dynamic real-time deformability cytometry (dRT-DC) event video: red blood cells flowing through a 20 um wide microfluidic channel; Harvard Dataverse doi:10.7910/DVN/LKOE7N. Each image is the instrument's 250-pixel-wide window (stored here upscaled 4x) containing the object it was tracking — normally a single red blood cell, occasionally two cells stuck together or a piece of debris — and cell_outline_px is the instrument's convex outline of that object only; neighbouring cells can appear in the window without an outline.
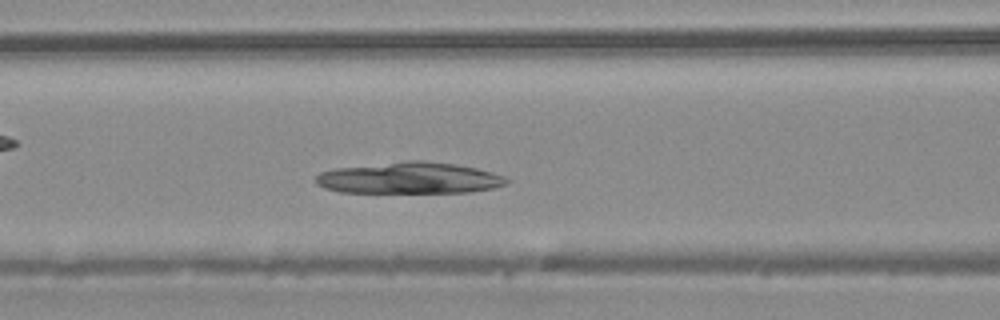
{"species": "common noctule bat (a hibernating species)", "species_latin": "Nyctalus noctula", "temperature_condition": "warm", "stored_images_in_passage": 42, "camera_frame_rate_fps": 3000, "um_per_image_px": 0.085, "animal": {"sex": "male", "body_mass_g": 20.4}, "frame": {"image": 1, "passage_image": 14, "time_ms": 4.333, "image_size_px": [1000, 320], "cell_outline_px": [[512, 180], [504, 184], [492, 188], [468, 192], [340, 192], [324, 188], [316, 184], [312, 180], [320, 172], [336, 168], [408, 160], [424, 160], [456, 164], [476, 168], [492, 172], [504, 176]], "centroid_in_image_um": [34.77, 15.12], "position_along_channel_um": 131.8, "area_um2": 35.03}}
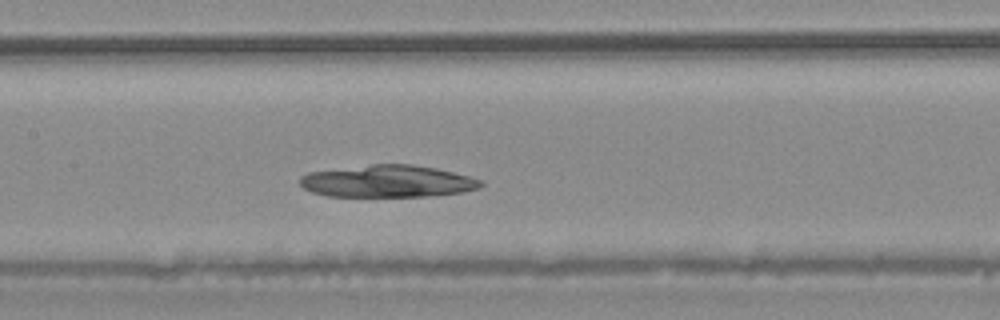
{"frame": {"image": 2, "passage_image": 17, "time_ms": 5.333, "image_size_px": [1000, 320], "cell_outline_px": [[484, 184], [480, 188], [460, 192], [428, 196], [328, 196], [312, 192], [304, 188], [300, 184], [300, 176], [308, 172], [372, 164], [412, 164], [436, 168], [484, 180]], "centroid_in_image_um": [32.95, 15.4], "position_along_channel_um": 174.4, "area_um2": 33.81}}
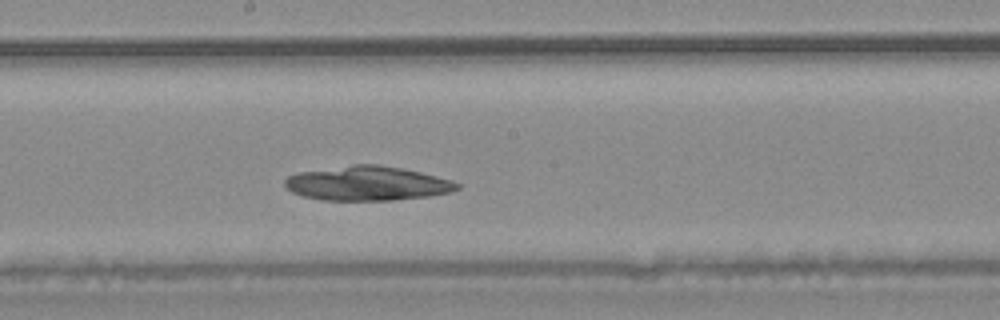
{"frame": {"image": 3, "passage_image": 20, "time_ms": 6.333, "image_size_px": [1000, 320], "cell_outline_px": [[460, 188], [452, 192], [428, 196], [392, 200], [320, 200], [304, 196], [292, 192], [284, 184], [284, 180], [288, 176], [296, 172], [352, 164], [376, 164], [400, 168], [420, 172], [452, 180], [460, 184]], "centroid_in_image_um": [31.21, 15.58], "position_along_channel_um": 217.0, "area_um2": 34.56}}